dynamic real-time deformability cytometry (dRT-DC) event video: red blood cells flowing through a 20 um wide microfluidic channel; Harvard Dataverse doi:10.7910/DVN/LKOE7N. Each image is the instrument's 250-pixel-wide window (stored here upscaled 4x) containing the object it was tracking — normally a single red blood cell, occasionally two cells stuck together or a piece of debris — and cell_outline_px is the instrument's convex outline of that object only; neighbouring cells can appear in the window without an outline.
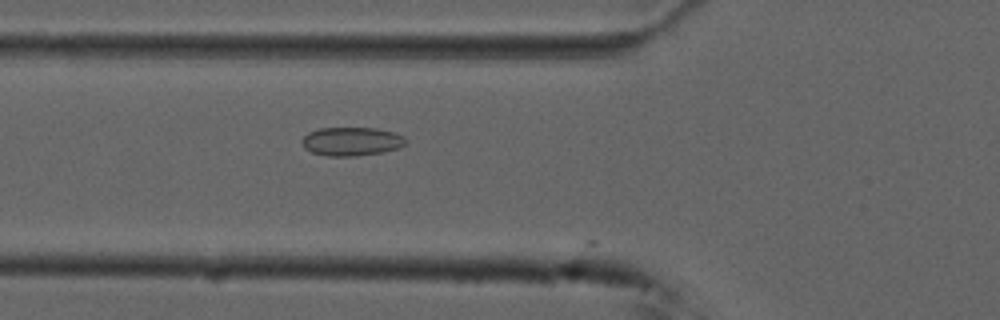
{"species": "common noctule bat (a hibernating species)", "species_latin": "Nyctalus noctula", "temperature_condition": "cold", "stored_images_in_passage": 21, "camera_frame_rate_fps": 3000, "um_per_image_px": 0.085, "animal": {"sex": "male", "forearm_length_mm": 52.5}, "frame": {"image": 1, "passage_image": 20, "time_ms": 6.333, "image_size_px": [1000, 320], "cell_outline_px": [[404, 144], [400, 148], [380, 152], [356, 156], [328, 156], [312, 152], [304, 148], [300, 140], [308, 132], [320, 128], [376, 128], [392, 132], [404, 136]], "centroid_in_image_um": [29.83, 12.02], "position_along_channel_um": 96.0, "area_um2": 17.22}}